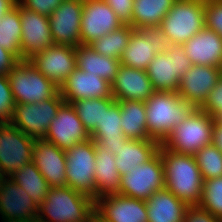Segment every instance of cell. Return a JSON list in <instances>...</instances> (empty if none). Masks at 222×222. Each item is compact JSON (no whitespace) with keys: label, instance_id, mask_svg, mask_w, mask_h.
Segmentation results:
<instances>
[{"label":"cell","instance_id":"cell-1","mask_svg":"<svg viewBox=\"0 0 222 222\" xmlns=\"http://www.w3.org/2000/svg\"><path fill=\"white\" fill-rule=\"evenodd\" d=\"M165 188L187 206H199L203 178L193 155L169 151L160 146Z\"/></svg>","mask_w":222,"mask_h":222},{"label":"cell","instance_id":"cell-2","mask_svg":"<svg viewBox=\"0 0 222 222\" xmlns=\"http://www.w3.org/2000/svg\"><path fill=\"white\" fill-rule=\"evenodd\" d=\"M147 132L162 143L172 129L187 119L197 107L187 103L177 92L154 91L145 101Z\"/></svg>","mask_w":222,"mask_h":222},{"label":"cell","instance_id":"cell-3","mask_svg":"<svg viewBox=\"0 0 222 222\" xmlns=\"http://www.w3.org/2000/svg\"><path fill=\"white\" fill-rule=\"evenodd\" d=\"M95 200L66 187H50L38 206L37 222H87ZM46 216V217H45Z\"/></svg>","mask_w":222,"mask_h":222},{"label":"cell","instance_id":"cell-4","mask_svg":"<svg viewBox=\"0 0 222 222\" xmlns=\"http://www.w3.org/2000/svg\"><path fill=\"white\" fill-rule=\"evenodd\" d=\"M214 121L212 115L197 108L187 119L172 129L161 146L169 151L194 155L212 143Z\"/></svg>","mask_w":222,"mask_h":222},{"label":"cell","instance_id":"cell-5","mask_svg":"<svg viewBox=\"0 0 222 222\" xmlns=\"http://www.w3.org/2000/svg\"><path fill=\"white\" fill-rule=\"evenodd\" d=\"M205 0H175L160 24L172 44H184L205 27Z\"/></svg>","mask_w":222,"mask_h":222},{"label":"cell","instance_id":"cell-6","mask_svg":"<svg viewBox=\"0 0 222 222\" xmlns=\"http://www.w3.org/2000/svg\"><path fill=\"white\" fill-rule=\"evenodd\" d=\"M16 104L39 103L53 98L60 88L28 60L19 61L8 74Z\"/></svg>","mask_w":222,"mask_h":222},{"label":"cell","instance_id":"cell-7","mask_svg":"<svg viewBox=\"0 0 222 222\" xmlns=\"http://www.w3.org/2000/svg\"><path fill=\"white\" fill-rule=\"evenodd\" d=\"M65 153L67 186L96 200L95 141L90 138Z\"/></svg>","mask_w":222,"mask_h":222},{"label":"cell","instance_id":"cell-8","mask_svg":"<svg viewBox=\"0 0 222 222\" xmlns=\"http://www.w3.org/2000/svg\"><path fill=\"white\" fill-rule=\"evenodd\" d=\"M172 45L159 26L134 29L119 60L123 66L146 70L156 54L167 51Z\"/></svg>","mask_w":222,"mask_h":222},{"label":"cell","instance_id":"cell-9","mask_svg":"<svg viewBox=\"0 0 222 222\" xmlns=\"http://www.w3.org/2000/svg\"><path fill=\"white\" fill-rule=\"evenodd\" d=\"M183 45L173 44L154 56L146 69L155 91L177 92L180 77L192 67Z\"/></svg>","mask_w":222,"mask_h":222},{"label":"cell","instance_id":"cell-10","mask_svg":"<svg viewBox=\"0 0 222 222\" xmlns=\"http://www.w3.org/2000/svg\"><path fill=\"white\" fill-rule=\"evenodd\" d=\"M64 103L60 91L39 103L15 104L11 124L33 139H44L51 121Z\"/></svg>","mask_w":222,"mask_h":222},{"label":"cell","instance_id":"cell-11","mask_svg":"<svg viewBox=\"0 0 222 222\" xmlns=\"http://www.w3.org/2000/svg\"><path fill=\"white\" fill-rule=\"evenodd\" d=\"M34 143L11 123H0V177H9L31 162Z\"/></svg>","mask_w":222,"mask_h":222},{"label":"cell","instance_id":"cell-12","mask_svg":"<svg viewBox=\"0 0 222 222\" xmlns=\"http://www.w3.org/2000/svg\"><path fill=\"white\" fill-rule=\"evenodd\" d=\"M118 194L146 201L155 191L165 188L164 168L159 152L148 162L139 164L121 176Z\"/></svg>","mask_w":222,"mask_h":222},{"label":"cell","instance_id":"cell-13","mask_svg":"<svg viewBox=\"0 0 222 222\" xmlns=\"http://www.w3.org/2000/svg\"><path fill=\"white\" fill-rule=\"evenodd\" d=\"M83 1L63 0L49 16L54 45L77 47L81 44V15Z\"/></svg>","mask_w":222,"mask_h":222},{"label":"cell","instance_id":"cell-14","mask_svg":"<svg viewBox=\"0 0 222 222\" xmlns=\"http://www.w3.org/2000/svg\"><path fill=\"white\" fill-rule=\"evenodd\" d=\"M28 61L59 88L77 68L75 47L53 45L37 52Z\"/></svg>","mask_w":222,"mask_h":222},{"label":"cell","instance_id":"cell-15","mask_svg":"<svg viewBox=\"0 0 222 222\" xmlns=\"http://www.w3.org/2000/svg\"><path fill=\"white\" fill-rule=\"evenodd\" d=\"M124 25L112 8L103 0L83 1L81 15V44L89 45Z\"/></svg>","mask_w":222,"mask_h":222},{"label":"cell","instance_id":"cell-16","mask_svg":"<svg viewBox=\"0 0 222 222\" xmlns=\"http://www.w3.org/2000/svg\"><path fill=\"white\" fill-rule=\"evenodd\" d=\"M221 78L222 68L220 67L192 65L180 77L177 94L187 103L200 108Z\"/></svg>","mask_w":222,"mask_h":222},{"label":"cell","instance_id":"cell-17","mask_svg":"<svg viewBox=\"0 0 222 222\" xmlns=\"http://www.w3.org/2000/svg\"><path fill=\"white\" fill-rule=\"evenodd\" d=\"M90 138L75 108L64 102L58 109L56 117L51 121L44 139L66 150Z\"/></svg>","mask_w":222,"mask_h":222},{"label":"cell","instance_id":"cell-18","mask_svg":"<svg viewBox=\"0 0 222 222\" xmlns=\"http://www.w3.org/2000/svg\"><path fill=\"white\" fill-rule=\"evenodd\" d=\"M18 11L21 20V54L28 60L37 52L53 46L49 17L23 7L18 2Z\"/></svg>","mask_w":222,"mask_h":222},{"label":"cell","instance_id":"cell-19","mask_svg":"<svg viewBox=\"0 0 222 222\" xmlns=\"http://www.w3.org/2000/svg\"><path fill=\"white\" fill-rule=\"evenodd\" d=\"M0 214L3 220L37 221L38 205L10 177H0Z\"/></svg>","mask_w":222,"mask_h":222},{"label":"cell","instance_id":"cell-20","mask_svg":"<svg viewBox=\"0 0 222 222\" xmlns=\"http://www.w3.org/2000/svg\"><path fill=\"white\" fill-rule=\"evenodd\" d=\"M95 212L107 222H148L146 202L121 194L96 199Z\"/></svg>","mask_w":222,"mask_h":222},{"label":"cell","instance_id":"cell-21","mask_svg":"<svg viewBox=\"0 0 222 222\" xmlns=\"http://www.w3.org/2000/svg\"><path fill=\"white\" fill-rule=\"evenodd\" d=\"M32 162L39 169L49 187H66V153L45 139H36Z\"/></svg>","mask_w":222,"mask_h":222},{"label":"cell","instance_id":"cell-22","mask_svg":"<svg viewBox=\"0 0 222 222\" xmlns=\"http://www.w3.org/2000/svg\"><path fill=\"white\" fill-rule=\"evenodd\" d=\"M65 103L75 100L111 97V84L98 75L87 74L76 68L60 87Z\"/></svg>","mask_w":222,"mask_h":222},{"label":"cell","instance_id":"cell-23","mask_svg":"<svg viewBox=\"0 0 222 222\" xmlns=\"http://www.w3.org/2000/svg\"><path fill=\"white\" fill-rule=\"evenodd\" d=\"M146 70L120 65L116 78L111 83L115 100H138L145 102L154 92Z\"/></svg>","mask_w":222,"mask_h":222},{"label":"cell","instance_id":"cell-24","mask_svg":"<svg viewBox=\"0 0 222 222\" xmlns=\"http://www.w3.org/2000/svg\"><path fill=\"white\" fill-rule=\"evenodd\" d=\"M193 65L222 68V37L204 27L182 44Z\"/></svg>","mask_w":222,"mask_h":222},{"label":"cell","instance_id":"cell-25","mask_svg":"<svg viewBox=\"0 0 222 222\" xmlns=\"http://www.w3.org/2000/svg\"><path fill=\"white\" fill-rule=\"evenodd\" d=\"M95 184L96 199L118 194L121 189V175L116 167L115 155L95 142Z\"/></svg>","mask_w":222,"mask_h":222},{"label":"cell","instance_id":"cell-26","mask_svg":"<svg viewBox=\"0 0 222 222\" xmlns=\"http://www.w3.org/2000/svg\"><path fill=\"white\" fill-rule=\"evenodd\" d=\"M121 110L119 103L115 101L108 109H104L101 124L90 133V137L99 146L117 155V150L123 146L127 137L122 132Z\"/></svg>","mask_w":222,"mask_h":222},{"label":"cell","instance_id":"cell-27","mask_svg":"<svg viewBox=\"0 0 222 222\" xmlns=\"http://www.w3.org/2000/svg\"><path fill=\"white\" fill-rule=\"evenodd\" d=\"M161 143L155 139H126L115 155L116 167L120 175L129 173L133 167L151 160L160 149Z\"/></svg>","mask_w":222,"mask_h":222},{"label":"cell","instance_id":"cell-28","mask_svg":"<svg viewBox=\"0 0 222 222\" xmlns=\"http://www.w3.org/2000/svg\"><path fill=\"white\" fill-rule=\"evenodd\" d=\"M145 202L148 222H183L188 207L166 188L155 191Z\"/></svg>","mask_w":222,"mask_h":222},{"label":"cell","instance_id":"cell-29","mask_svg":"<svg viewBox=\"0 0 222 222\" xmlns=\"http://www.w3.org/2000/svg\"><path fill=\"white\" fill-rule=\"evenodd\" d=\"M75 54L78 69L87 74L98 75L110 84L116 78L121 65L119 59L103 56L86 44L75 47Z\"/></svg>","mask_w":222,"mask_h":222},{"label":"cell","instance_id":"cell-30","mask_svg":"<svg viewBox=\"0 0 222 222\" xmlns=\"http://www.w3.org/2000/svg\"><path fill=\"white\" fill-rule=\"evenodd\" d=\"M121 110L120 126L128 139L150 140L147 132L146 105L138 100H116Z\"/></svg>","mask_w":222,"mask_h":222},{"label":"cell","instance_id":"cell-31","mask_svg":"<svg viewBox=\"0 0 222 222\" xmlns=\"http://www.w3.org/2000/svg\"><path fill=\"white\" fill-rule=\"evenodd\" d=\"M175 0H134L132 27L160 26Z\"/></svg>","mask_w":222,"mask_h":222},{"label":"cell","instance_id":"cell-32","mask_svg":"<svg viewBox=\"0 0 222 222\" xmlns=\"http://www.w3.org/2000/svg\"><path fill=\"white\" fill-rule=\"evenodd\" d=\"M9 177L25 189L27 194L38 206L44 201L50 188L48 182L32 161L23 168L15 171Z\"/></svg>","mask_w":222,"mask_h":222},{"label":"cell","instance_id":"cell-33","mask_svg":"<svg viewBox=\"0 0 222 222\" xmlns=\"http://www.w3.org/2000/svg\"><path fill=\"white\" fill-rule=\"evenodd\" d=\"M21 35L22 27L17 1L15 6L0 19V46L13 53L20 61H23L20 47Z\"/></svg>","mask_w":222,"mask_h":222},{"label":"cell","instance_id":"cell-34","mask_svg":"<svg viewBox=\"0 0 222 222\" xmlns=\"http://www.w3.org/2000/svg\"><path fill=\"white\" fill-rule=\"evenodd\" d=\"M133 30L134 28L129 24H124L118 29L93 41L89 45L94 51L103 56L120 59L122 53L129 44L130 35Z\"/></svg>","mask_w":222,"mask_h":222},{"label":"cell","instance_id":"cell-35","mask_svg":"<svg viewBox=\"0 0 222 222\" xmlns=\"http://www.w3.org/2000/svg\"><path fill=\"white\" fill-rule=\"evenodd\" d=\"M115 101V98L111 96L75 100L71 105L75 108L79 119L90 134L97 124H101L104 109H108Z\"/></svg>","mask_w":222,"mask_h":222},{"label":"cell","instance_id":"cell-36","mask_svg":"<svg viewBox=\"0 0 222 222\" xmlns=\"http://www.w3.org/2000/svg\"><path fill=\"white\" fill-rule=\"evenodd\" d=\"M193 156L203 180L222 177V152L213 143L204 146Z\"/></svg>","mask_w":222,"mask_h":222},{"label":"cell","instance_id":"cell-37","mask_svg":"<svg viewBox=\"0 0 222 222\" xmlns=\"http://www.w3.org/2000/svg\"><path fill=\"white\" fill-rule=\"evenodd\" d=\"M199 206L222 219V177L203 181L202 199Z\"/></svg>","mask_w":222,"mask_h":222},{"label":"cell","instance_id":"cell-38","mask_svg":"<svg viewBox=\"0 0 222 222\" xmlns=\"http://www.w3.org/2000/svg\"><path fill=\"white\" fill-rule=\"evenodd\" d=\"M15 104L8 75L0 74V123L11 122Z\"/></svg>","mask_w":222,"mask_h":222},{"label":"cell","instance_id":"cell-39","mask_svg":"<svg viewBox=\"0 0 222 222\" xmlns=\"http://www.w3.org/2000/svg\"><path fill=\"white\" fill-rule=\"evenodd\" d=\"M205 27L222 37V0H205Z\"/></svg>","mask_w":222,"mask_h":222},{"label":"cell","instance_id":"cell-40","mask_svg":"<svg viewBox=\"0 0 222 222\" xmlns=\"http://www.w3.org/2000/svg\"><path fill=\"white\" fill-rule=\"evenodd\" d=\"M214 118L222 115V78L216 83V86L210 91L208 99L200 107Z\"/></svg>","mask_w":222,"mask_h":222},{"label":"cell","instance_id":"cell-41","mask_svg":"<svg viewBox=\"0 0 222 222\" xmlns=\"http://www.w3.org/2000/svg\"><path fill=\"white\" fill-rule=\"evenodd\" d=\"M23 7L49 17L63 0H17Z\"/></svg>","mask_w":222,"mask_h":222},{"label":"cell","instance_id":"cell-42","mask_svg":"<svg viewBox=\"0 0 222 222\" xmlns=\"http://www.w3.org/2000/svg\"><path fill=\"white\" fill-rule=\"evenodd\" d=\"M106 2L123 24H129L132 27V12L134 0H103Z\"/></svg>","mask_w":222,"mask_h":222},{"label":"cell","instance_id":"cell-43","mask_svg":"<svg viewBox=\"0 0 222 222\" xmlns=\"http://www.w3.org/2000/svg\"><path fill=\"white\" fill-rule=\"evenodd\" d=\"M183 222H222V219L215 217L200 206H188Z\"/></svg>","mask_w":222,"mask_h":222},{"label":"cell","instance_id":"cell-44","mask_svg":"<svg viewBox=\"0 0 222 222\" xmlns=\"http://www.w3.org/2000/svg\"><path fill=\"white\" fill-rule=\"evenodd\" d=\"M19 61L13 53L0 46V74L8 75Z\"/></svg>","mask_w":222,"mask_h":222},{"label":"cell","instance_id":"cell-45","mask_svg":"<svg viewBox=\"0 0 222 222\" xmlns=\"http://www.w3.org/2000/svg\"><path fill=\"white\" fill-rule=\"evenodd\" d=\"M212 143L222 152V119L219 117L215 118L214 121Z\"/></svg>","mask_w":222,"mask_h":222},{"label":"cell","instance_id":"cell-46","mask_svg":"<svg viewBox=\"0 0 222 222\" xmlns=\"http://www.w3.org/2000/svg\"><path fill=\"white\" fill-rule=\"evenodd\" d=\"M16 3L17 0H0V19L6 12L13 8Z\"/></svg>","mask_w":222,"mask_h":222},{"label":"cell","instance_id":"cell-47","mask_svg":"<svg viewBox=\"0 0 222 222\" xmlns=\"http://www.w3.org/2000/svg\"><path fill=\"white\" fill-rule=\"evenodd\" d=\"M87 222H107L100 215H98L95 211L89 216Z\"/></svg>","mask_w":222,"mask_h":222},{"label":"cell","instance_id":"cell-48","mask_svg":"<svg viewBox=\"0 0 222 222\" xmlns=\"http://www.w3.org/2000/svg\"><path fill=\"white\" fill-rule=\"evenodd\" d=\"M3 222H37V221H27V220H1Z\"/></svg>","mask_w":222,"mask_h":222}]
</instances>
